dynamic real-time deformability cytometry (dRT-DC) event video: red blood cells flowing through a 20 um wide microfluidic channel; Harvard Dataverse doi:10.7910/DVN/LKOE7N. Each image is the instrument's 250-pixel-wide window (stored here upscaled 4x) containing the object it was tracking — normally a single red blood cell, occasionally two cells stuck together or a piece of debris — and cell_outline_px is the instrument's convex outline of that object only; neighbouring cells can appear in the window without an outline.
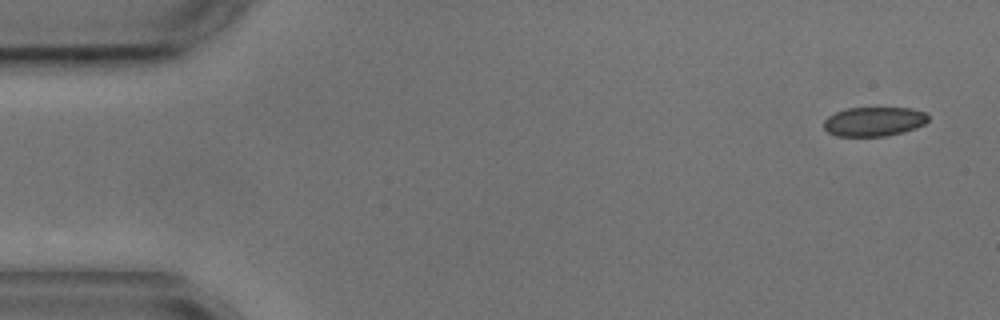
{"species": "common noctule bat (a hibernating species)", "species_latin": "Nyctalus noctula", "temperature_condition": "cold", "stored_images_in_passage": 4, "camera_frame_rate_fps": 3000, "um_per_image_px": 0.085, "animal": {"sex": "male", "body_mass_g": 17.9, "forearm_length_mm": 54.2}, "frame": {"image": 1, "passage_image": 1, "time_ms": 0.0, "image_size_px": [1000, 320], "cell_outline_px": [[928, 120], [924, 124], [916, 128], [904, 132], [884, 136], [836, 136], [828, 132], [824, 128], [824, 120], [828, 116], [836, 112], [848, 108], [912, 108], [924, 112], [928, 116]], "centroid_in_image_um": [74.29, 10.33], "position_along_channel_um": 10.7, "area_um2": 17.8}}
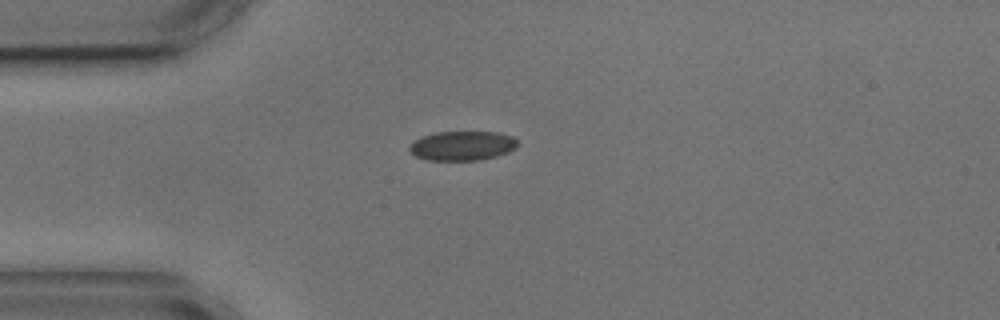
{"frame": {"image": 2, "passage_image": 4, "time_ms": 3.667, "image_size_px": [1000, 320], "cell_outline_px": [[520, 144], [516, 148], [508, 152], [496, 156], [480, 160], [428, 160], [416, 156], [408, 148], [412, 140], [436, 132], [500, 132], [512, 136]], "centroid_in_image_um": [39.32, 12.38], "position_along_channel_um": 45.7, "area_um2": 18.61}}